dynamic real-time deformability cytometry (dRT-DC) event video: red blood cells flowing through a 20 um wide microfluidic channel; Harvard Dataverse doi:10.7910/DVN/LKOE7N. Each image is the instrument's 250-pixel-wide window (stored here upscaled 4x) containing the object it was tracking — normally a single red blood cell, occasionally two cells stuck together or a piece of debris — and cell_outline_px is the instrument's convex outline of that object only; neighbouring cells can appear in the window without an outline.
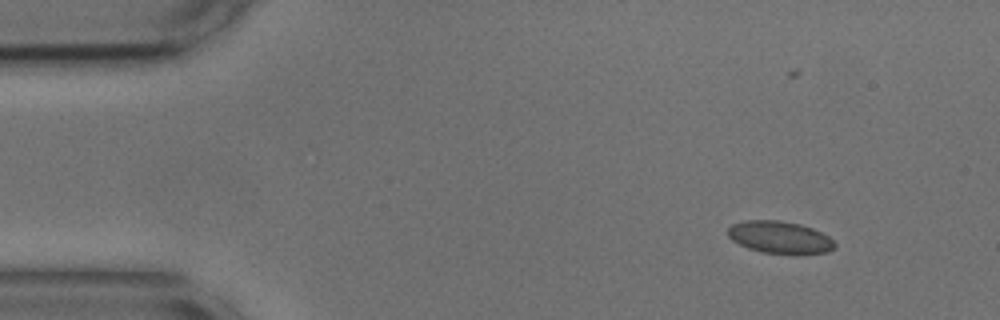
{"species": "common noctule bat (a hibernating species)", "species_latin": "Nyctalus noctula", "temperature_condition": "cold", "stored_images_in_passage": 7, "camera_frame_rate_fps": 3000, "um_per_image_px": 0.085, "animal": {"sex": "male", "body_mass_g": 17.9, "forearm_length_mm": 54.2}, "frame": {"image": 1, "passage_image": 1, "time_ms": 0.0, "image_size_px": [1000, 320], "cell_outline_px": [[836, 244], [828, 252], [764, 252], [748, 248], [732, 240], [728, 236], [728, 228], [732, 224], [744, 220], [780, 220], [800, 224], [812, 228], [828, 236]], "centroid_in_image_um": [66.23, 20.13], "position_along_channel_um": 18.8, "area_um2": 19.48}}
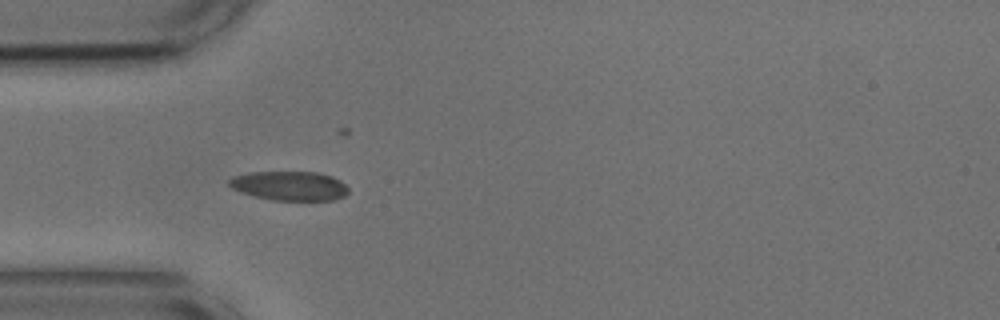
{"frame": {"image": 2, "passage_image": 4, "time_ms": 1.0, "image_size_px": [1000, 320], "cell_outline_px": [[348, 192], [344, 196], [332, 200], [272, 200], [240, 192], [232, 188], [228, 184], [228, 180], [232, 176], [248, 172], [316, 172], [332, 176], [340, 180], [348, 188]], "centroid_in_image_um": [24.59, 15.79], "position_along_channel_um": 60.4, "area_um2": 20.35}}